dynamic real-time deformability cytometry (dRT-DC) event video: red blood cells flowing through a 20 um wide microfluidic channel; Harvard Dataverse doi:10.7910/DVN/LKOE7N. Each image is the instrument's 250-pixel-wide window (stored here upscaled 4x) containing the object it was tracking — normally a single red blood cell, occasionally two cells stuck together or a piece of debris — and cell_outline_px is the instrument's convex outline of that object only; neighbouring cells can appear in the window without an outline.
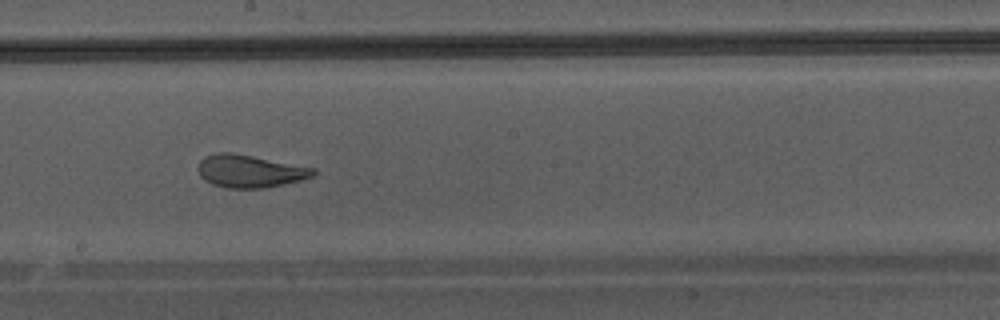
{"species": "Egyptian fruit bat (a non-hibernating species)", "species_latin": "Rousettus aegyptiacus", "temperature_condition": "warm", "stored_images_in_passage": 48, "camera_frame_rate_fps": 3000, "um_per_image_px": 0.085, "animal": {"sex": "male"}, "frame": {"image": 1, "passage_image": 28, "time_ms": 9.0, "image_size_px": [1000, 320], "cell_outline_px": [[316, 172], [312, 176], [300, 180], [268, 188], [228, 188], [212, 184], [204, 180], [200, 176], [196, 168], [200, 160], [204, 156], [216, 152], [232, 152], [316, 168]], "centroid_in_image_um": [21.19, 14.54], "position_along_channel_um": 227.0, "area_um2": 22.14}}